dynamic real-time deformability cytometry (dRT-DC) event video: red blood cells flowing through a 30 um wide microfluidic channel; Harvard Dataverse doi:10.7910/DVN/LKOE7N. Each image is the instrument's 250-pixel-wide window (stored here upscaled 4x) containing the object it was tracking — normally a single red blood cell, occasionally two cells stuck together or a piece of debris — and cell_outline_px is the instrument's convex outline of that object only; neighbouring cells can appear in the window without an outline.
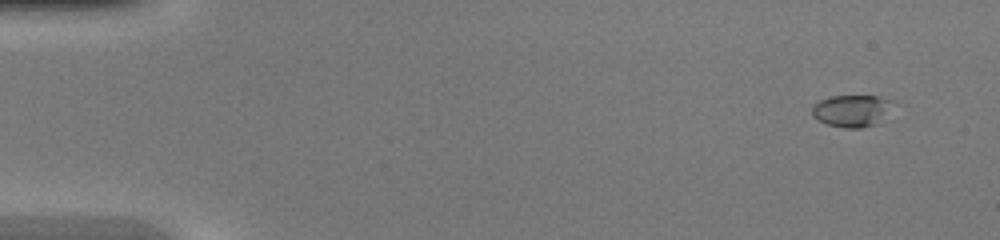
{"species": "common noctule bat (a hibernating species)", "species_latin": "Nyctalus noctula", "temperature_condition": "warm", "stored_images_in_passage": 30, "camera_frame_rate_fps": 3000, "um_per_image_px": 0.085, "animal": {"sex": "female", "body_mass_g": 20.0, "forearm_length_mm": 54.0}, "frame": {"image": 1, "passage_image": 4, "time_ms": 1.0, "image_size_px": [1000, 240], "cell_outline_px": [[900, 104], [876, 124], [860, 128], [844, 128], [828, 124], [812, 116], [812, 108], [820, 100], [832, 96], [880, 96], [896, 100]], "centroid_in_image_um": [72.54, 9.39], "position_along_channel_um": 12.5, "area_um2": 15.49}}
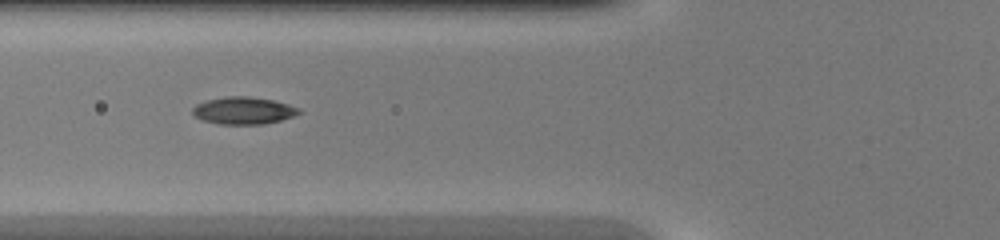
{"frame": {"image": 2, "passage_image": 19, "time_ms": 6.0, "image_size_px": [1000, 240], "cell_outline_px": [[304, 112], [280, 120], [264, 124], [220, 124], [200, 120], [192, 116], [192, 108], [196, 104], [204, 100], [228, 96], [248, 96], [272, 100], [288, 104], [300, 108]], "centroid_in_image_um": [20.66, 9.4], "position_along_channel_um": 105.1, "area_um2": 17.11}}
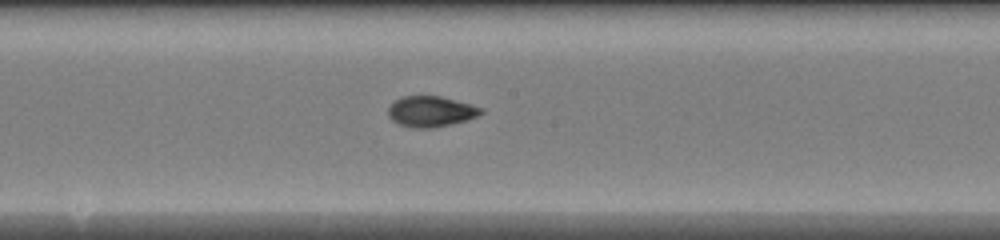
{"frame": {"image": 3, "passage_image": 26, "time_ms": 8.333, "image_size_px": [1000, 240], "cell_outline_px": [[484, 112], [468, 120], [452, 124], [432, 128], [412, 128], [396, 124], [388, 116], [388, 108], [396, 100], [404, 96], [440, 96], [484, 108]], "centroid_in_image_um": [36.62, 9.49], "position_along_channel_um": 211.6, "area_um2": 16.65}}